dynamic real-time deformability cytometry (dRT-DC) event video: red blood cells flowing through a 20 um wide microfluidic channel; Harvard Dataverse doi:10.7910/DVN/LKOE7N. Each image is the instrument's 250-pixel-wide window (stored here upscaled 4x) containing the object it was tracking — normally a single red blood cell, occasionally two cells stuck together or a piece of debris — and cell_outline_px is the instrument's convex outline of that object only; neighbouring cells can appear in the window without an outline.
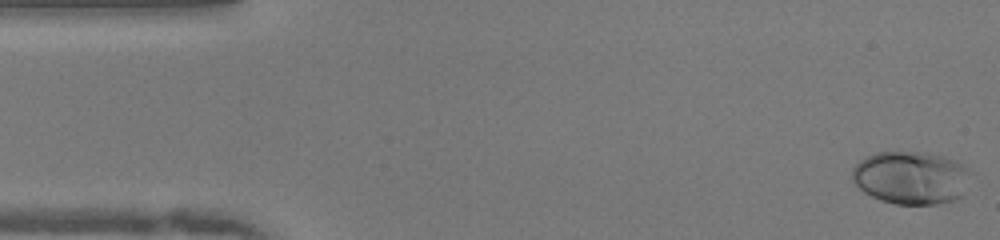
{"species": "human", "species_latin": "Homo sapiens", "temperature_condition": "warm", "stored_images_in_passage": 49, "camera_frame_rate_fps": 3000, "um_per_image_px": 0.085, "donor": {"sex": "female"}, "frame": {"image": 1, "passage_image": 1, "time_ms": 0.0, "image_size_px": [1000, 240], "cell_outline_px": [[968, 172], [960, 196], [952, 200], [936, 204], [896, 204], [880, 200], [864, 192], [852, 180], [852, 168], [860, 160], [876, 152], [916, 152], [940, 156], [952, 160], [968, 168]], "centroid_in_image_um": [77.34, 15.11], "position_along_channel_um": 7.7, "area_um2": 35.72}}
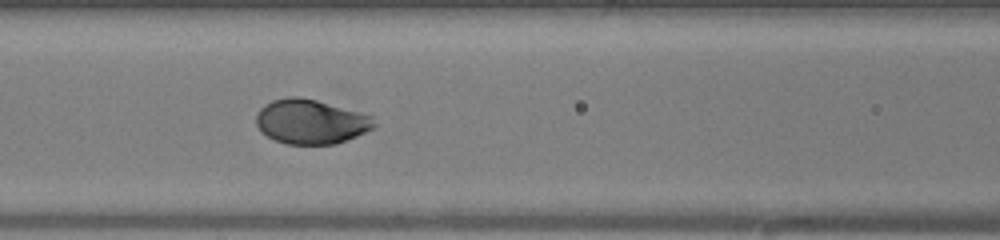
{"frame": {"image": 2, "passage_image": 20, "time_ms": 6.333, "image_size_px": [1000, 240], "cell_outline_px": [[376, 128], [336, 144], [288, 144], [276, 140], [260, 132], [256, 124], [256, 116], [260, 108], [264, 104], [272, 100], [288, 96], [300, 96], [316, 100], [372, 116], [376, 124]], "centroid_in_image_um": [26.4, 10.34], "position_along_channel_um": 140.2, "area_um2": 30.63}}
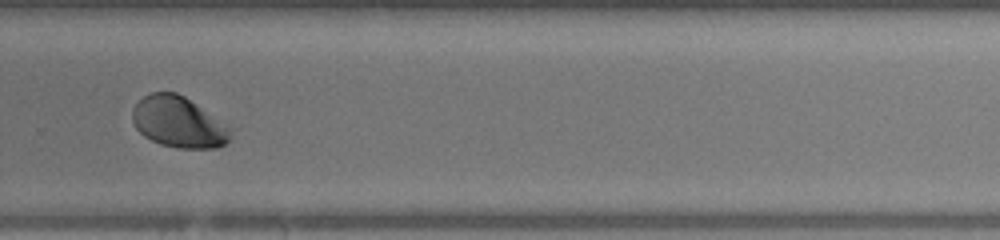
{"frame": {"image": 3, "passage_image": 33, "time_ms": 10.667, "image_size_px": [1000, 240], "cell_outline_px": [[232, 128], [228, 140], [224, 144], [216, 148], [176, 148], [160, 144], [144, 136], [136, 128], [132, 120], [132, 108], [144, 96], [152, 92], [176, 92], [184, 96]], "centroid_in_image_um": [15.15, 10.38], "position_along_channel_um": 314.6, "area_um2": 28.96}, "authors_computed_cell_mechanics": {"area_um2": 31.3276, "velocity_mm_per_s": 4.0366, "shape_relaxation_time_tau1_ms": 1.9719, "shape_relaxation_time_tau2_ms": null, "deformation_change_tau1": 0.1546, "deformation_change_tau2": null}}